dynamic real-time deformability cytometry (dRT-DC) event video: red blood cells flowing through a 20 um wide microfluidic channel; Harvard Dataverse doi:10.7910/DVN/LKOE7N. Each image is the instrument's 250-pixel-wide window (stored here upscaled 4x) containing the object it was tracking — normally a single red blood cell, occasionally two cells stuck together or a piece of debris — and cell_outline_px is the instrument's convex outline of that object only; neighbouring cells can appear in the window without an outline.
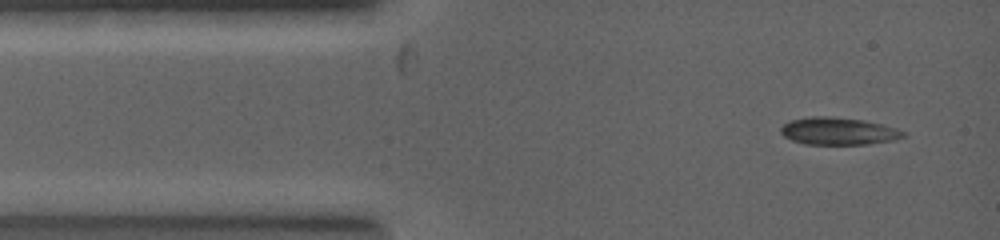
{"species": "common noctule bat (a hibernating species)", "species_latin": "Nyctalus noctula", "temperature_condition": "warm", "stored_images_in_passage": 3, "camera_frame_rate_fps": 5000, "um_per_image_px": 0.085, "animal": {"sex": "female", "body_mass_g": 19.0, "forearm_length_mm": 53.3}, "frame": {"image": 1, "passage_image": 1, "time_ms": 0.0, "image_size_px": [1000, 240], "cell_outline_px": [[908, 136], [892, 140], [864, 144], [804, 144], [792, 140], [784, 136], [780, 132], [780, 128], [788, 120], [808, 116], [832, 116], [864, 120], [896, 128], [908, 132]], "centroid_in_image_um": [71.25, 11.13], "position_along_channel_um": 13.7, "area_um2": 19.71}}